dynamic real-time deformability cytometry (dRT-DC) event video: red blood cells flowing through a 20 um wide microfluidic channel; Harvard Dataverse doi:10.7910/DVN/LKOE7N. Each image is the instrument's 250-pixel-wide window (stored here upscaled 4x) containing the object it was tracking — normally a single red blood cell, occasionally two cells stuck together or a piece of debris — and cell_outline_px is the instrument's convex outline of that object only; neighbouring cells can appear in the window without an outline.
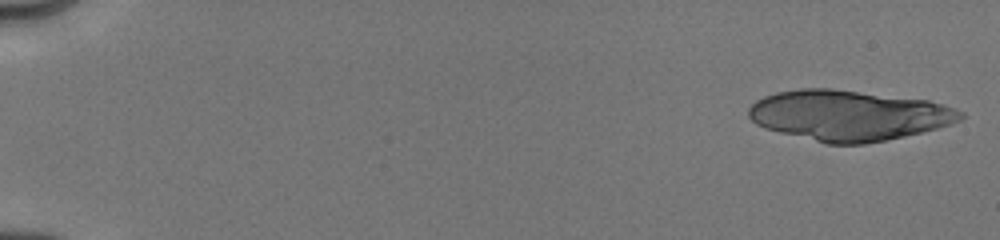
{"species": "human", "species_latin": "Homo sapiens", "temperature_condition": "cold", "stored_images_in_passage": 23, "camera_frame_rate_fps": 3000, "um_per_image_px": 0.085, "donor": {"sex": "male"}, "frame": {"image": 1, "passage_image": 1, "time_ms": 0.0, "image_size_px": [1000, 240], "cell_outline_px": [[964, 116], [960, 120], [936, 128], [904, 136], [864, 144], [828, 144], [764, 128], [756, 124], [748, 116], [748, 108], [756, 100], [764, 96], [776, 92], [800, 88], [832, 88], [928, 100], [964, 112]], "centroid_in_image_um": [72.08, 9.79], "position_along_channel_um": 12.9, "area_um2": 61.9}}